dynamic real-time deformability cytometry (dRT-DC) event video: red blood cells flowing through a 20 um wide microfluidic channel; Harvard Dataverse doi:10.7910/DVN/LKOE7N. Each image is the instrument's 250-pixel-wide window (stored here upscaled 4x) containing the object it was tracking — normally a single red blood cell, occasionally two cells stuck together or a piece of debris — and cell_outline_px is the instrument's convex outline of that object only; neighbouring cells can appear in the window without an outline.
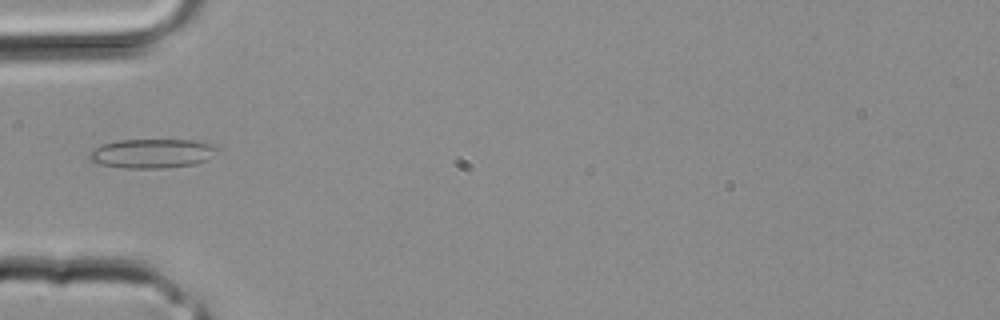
{"species": "common noctule bat (a hibernating species)", "species_latin": "Nyctalus noctula", "temperature_condition": "room temperature", "stored_images_in_passage": 24, "camera_frame_rate_fps": 3000, "um_per_image_px": 0.085, "animal": {"sex": "male", "body_mass_g": 20.4}, "frame": {"image": 1, "passage_image": 2, "time_ms": 0.333, "image_size_px": [1000, 320], "cell_outline_px": [[220, 152], [196, 164], [164, 168], [124, 168], [100, 164], [92, 160], [88, 156], [96, 148], [104, 144], [116, 140], [196, 140], [212, 144], [220, 148]], "centroid_in_image_um": [13.01, 13.04], "position_along_channel_um": 72.0, "area_um2": 21.73}}
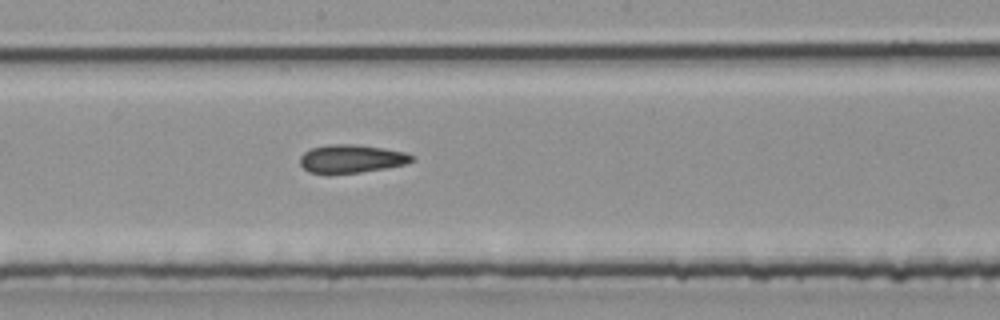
{"frame": {"image": 2, "passage_image": 9, "time_ms": 2.667, "image_size_px": [1000, 320], "cell_outline_px": [[416, 160], [404, 164], [384, 168], [360, 172], [328, 176], [308, 172], [300, 164], [300, 156], [304, 152], [312, 148], [328, 144], [352, 144], [384, 148], [404, 152], [412, 156]], "centroid_in_image_um": [29.8, 13.52], "position_along_channel_um": 218.4, "area_um2": 18.73}}
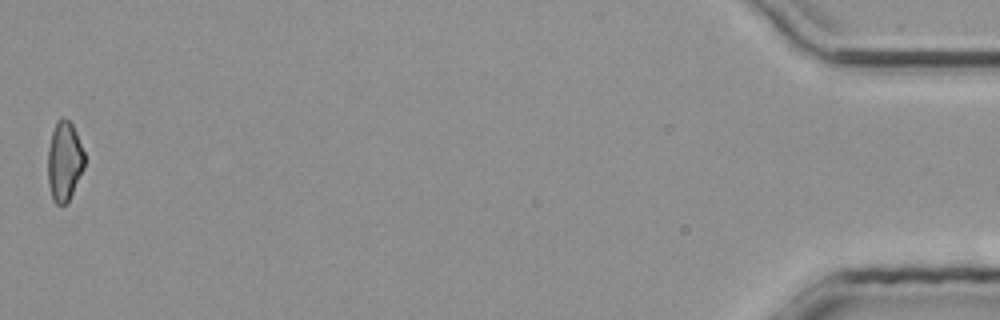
{"frame": {"image": 3, "passage_image": 24, "time_ms": 7.667, "image_size_px": [1000, 320], "cell_outline_px": [[84, 168], [68, 204], [56, 204], [52, 200], [48, 184], [48, 148], [52, 132], [56, 120], [60, 116], [64, 116], [72, 124], [76, 132], [84, 152]], "centroid_in_image_um": [5.46, 13.71], "position_along_channel_um": 429.7, "area_um2": 17.28}}